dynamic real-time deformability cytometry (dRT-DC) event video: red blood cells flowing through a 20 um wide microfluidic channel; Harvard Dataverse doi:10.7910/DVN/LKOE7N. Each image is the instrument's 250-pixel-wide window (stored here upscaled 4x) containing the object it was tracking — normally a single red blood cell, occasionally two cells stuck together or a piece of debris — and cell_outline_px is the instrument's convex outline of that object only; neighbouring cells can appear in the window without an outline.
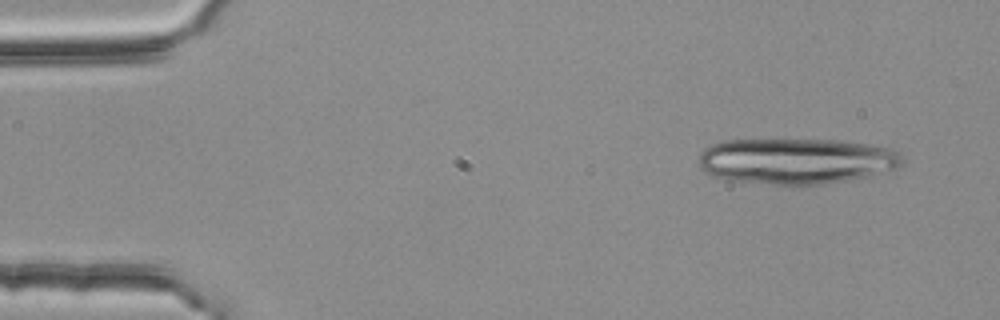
{"species": "common noctule bat (a hibernating species)", "species_latin": "Nyctalus noctula", "temperature_condition": "room temperature", "stored_images_in_passage": 19, "camera_frame_rate_fps": 3000, "um_per_image_px": 0.085, "animal": {"sex": "female", "body_mass_g": 25.1}, "frame": {"image": 1, "passage_image": 4, "time_ms": 1.0, "image_size_px": [1000, 320], "cell_outline_px": [[904, 164], [896, 168], [872, 176], [852, 180], [828, 184], [772, 184], [732, 180], [716, 176], [704, 172], [696, 164], [700, 152], [704, 148], [712, 144], [724, 140], [836, 140], [876, 144], [892, 148], [900, 152], [904, 160]], "centroid_in_image_um": [67.74, 13.68], "position_along_channel_um": 17.3, "area_um2": 55.08}}